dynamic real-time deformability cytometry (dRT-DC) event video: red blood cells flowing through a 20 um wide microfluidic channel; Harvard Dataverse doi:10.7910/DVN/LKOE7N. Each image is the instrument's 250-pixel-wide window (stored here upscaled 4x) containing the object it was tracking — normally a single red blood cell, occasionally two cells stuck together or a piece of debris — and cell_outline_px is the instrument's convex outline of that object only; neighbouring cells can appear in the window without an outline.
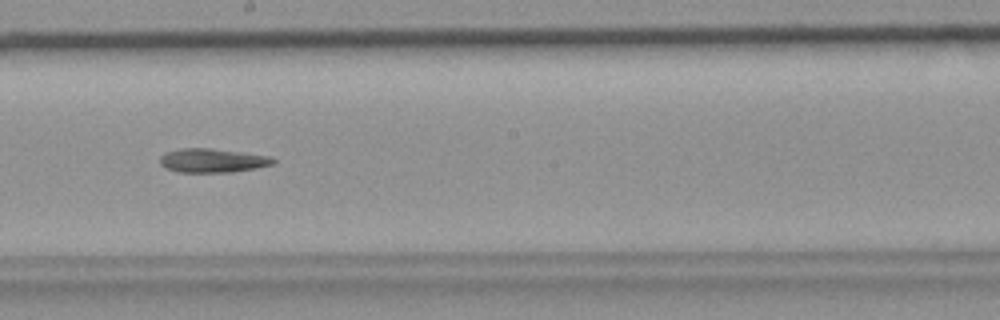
{"species": "common noctule bat (a hibernating species)", "species_latin": "Nyctalus noctula", "temperature_condition": "room temperature", "stored_images_in_passage": 48, "segment_of_instrument_passage": [1, 2], "camera_frame_rate_fps": 3000, "um_per_image_px": 0.085, "animal": {"sex": "female", "body_mass_g": 19.9}, "frame": {"image": 1, "passage_image": 26, "time_ms": 8.333, "image_size_px": [1000, 320], "cell_outline_px": [[276, 164], [256, 168], [232, 172], [176, 172], [160, 164], [160, 156], [164, 152], [180, 148], [212, 148], [272, 156], [276, 160]], "centroid_in_image_um": [18.09, 13.63], "position_along_channel_um": 230.1, "area_um2": 16.01}}
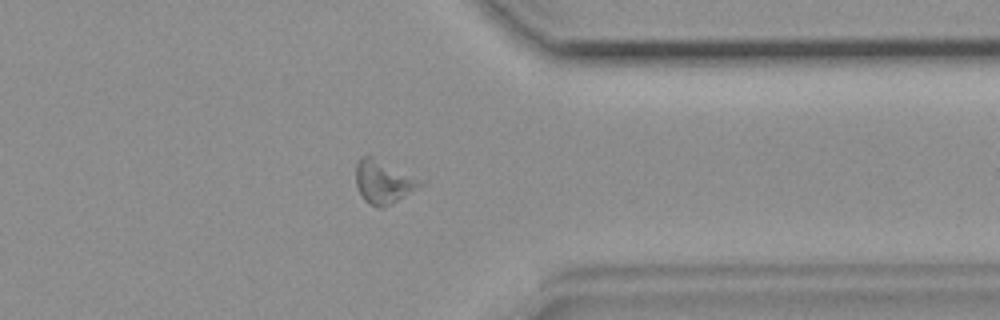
{"frame": {"image": 2, "passage_image": 37, "time_ms": 12.0, "image_size_px": [1000, 320], "cell_outline_px": [[428, 180], [424, 184], [396, 200], [380, 208], [368, 204], [364, 200], [356, 184], [356, 164], [360, 156], [372, 156]], "centroid_in_image_um": [32.63, 15.41], "position_along_channel_um": 378.8, "area_um2": 16.36}}
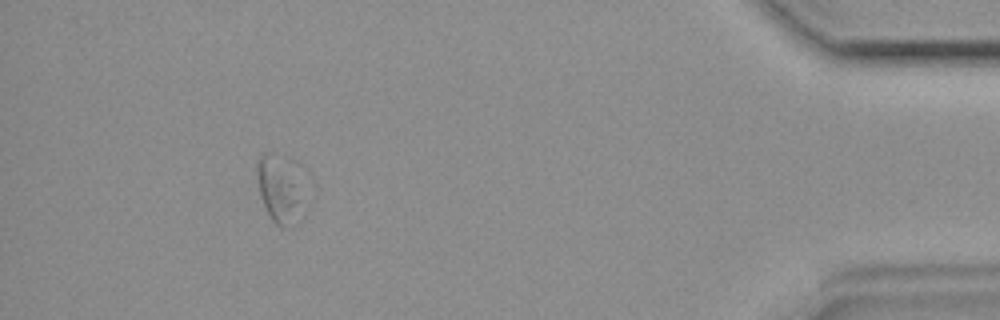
{"frame": {"image": 3, "passage_image": 43, "time_ms": 14.0, "image_size_px": [1000, 320], "cell_outline_px": [[300, 220], [292, 228], [280, 228], [272, 220], [260, 196], [256, 172], [256, 164], [260, 156], [264, 152], [292, 184], [296, 200]], "centroid_in_image_um": [23.53, 16.45], "position_along_channel_um": 411.7, "area_um2": 14.33}}